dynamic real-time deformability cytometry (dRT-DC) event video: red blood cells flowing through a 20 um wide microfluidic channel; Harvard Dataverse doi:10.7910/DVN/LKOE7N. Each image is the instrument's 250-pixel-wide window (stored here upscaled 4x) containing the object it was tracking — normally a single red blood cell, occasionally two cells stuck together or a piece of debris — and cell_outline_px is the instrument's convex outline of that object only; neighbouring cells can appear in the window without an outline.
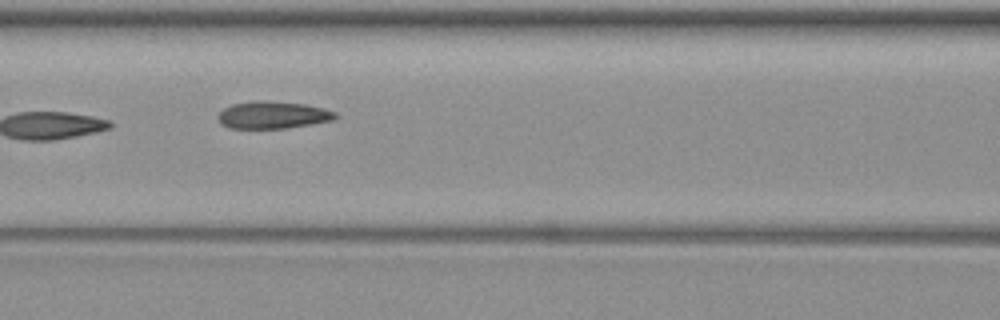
{"species": "common noctule bat (a hibernating species)", "species_latin": "Nyctalus noctula", "temperature_condition": "warm", "stored_images_in_passage": 7, "camera_frame_rate_fps": 3000, "um_per_image_px": 0.085, "animal": {"sex": "female", "body_mass_g": 19.3, "forearm_length_mm": 54.1}, "frame": {"image": 1, "passage_image": 5, "time_ms": 4.667, "image_size_px": [1000, 320], "cell_outline_px": [[336, 116], [332, 120], [284, 128], [232, 128], [220, 124], [216, 116], [224, 108], [232, 104], [256, 100], [268, 100], [304, 104], [324, 108], [336, 112]], "centroid_in_image_um": [23.14, 9.76], "position_along_channel_um": 143.5, "area_um2": 18.55}}
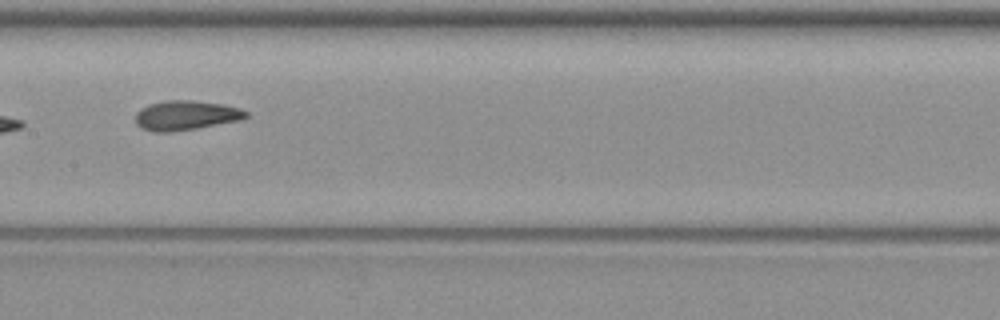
{"frame": {"image": 2, "passage_image": 6, "time_ms": 6.0, "image_size_px": [1000, 320], "cell_outline_px": [[248, 116], [240, 120], [196, 128], [168, 132], [156, 132], [140, 128], [136, 124], [136, 112], [140, 108], [148, 104], [164, 100], [192, 100], [224, 104], [240, 108], [248, 112]], "centroid_in_image_um": [15.78, 9.79], "position_along_channel_um": 191.6, "area_um2": 19.13}}
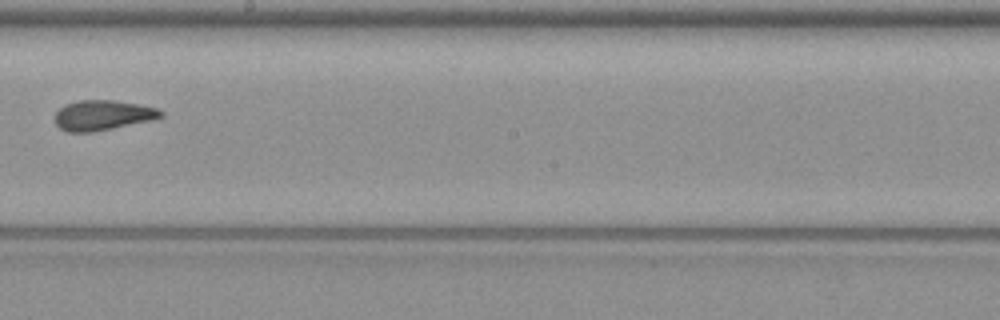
{"frame": {"image": 3, "passage_image": 7, "time_ms": 7.333, "image_size_px": [1000, 320], "cell_outline_px": [[164, 116], [152, 120], [92, 132], [68, 132], [60, 128], [56, 124], [56, 112], [64, 104], [80, 100], [112, 100], [140, 104], [156, 108], [164, 112]], "centroid_in_image_um": [8.74, 9.79], "position_along_channel_um": 239.5, "area_um2": 18.5}}